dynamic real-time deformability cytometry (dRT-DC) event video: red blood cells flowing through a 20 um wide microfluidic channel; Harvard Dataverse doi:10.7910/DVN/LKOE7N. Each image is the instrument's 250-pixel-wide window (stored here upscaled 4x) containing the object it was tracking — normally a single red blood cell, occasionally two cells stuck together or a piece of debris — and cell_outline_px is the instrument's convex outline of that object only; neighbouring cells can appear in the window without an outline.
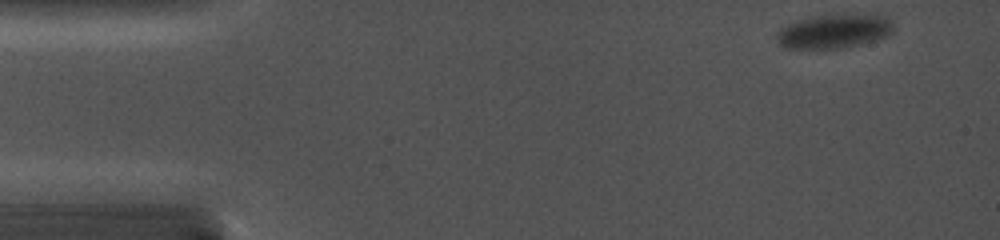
{"species": "common noctule bat (a hibernating species)", "species_latin": "Nyctalus noctula", "temperature_condition": "cold", "stored_images_in_passage": 30, "camera_frame_rate_fps": 5000, "um_per_image_px": 0.085, "animal": {"sex": "female", "body_mass_g": 19.0, "forearm_length_mm": 56.7}, "frame": {"image": 1, "passage_image": 1, "time_ms": 0.0, "image_size_px": [1000, 240], "cell_outline_px": [[892, 32], [884, 36], [860, 44], [840, 48], [788, 48], [780, 44], [776, 36], [776, 32], [788, 24], [812, 16], [888, 16], [892, 24]], "centroid_in_image_um": [70.85, 2.68], "position_along_channel_um": 14.2, "area_um2": 22.14}}
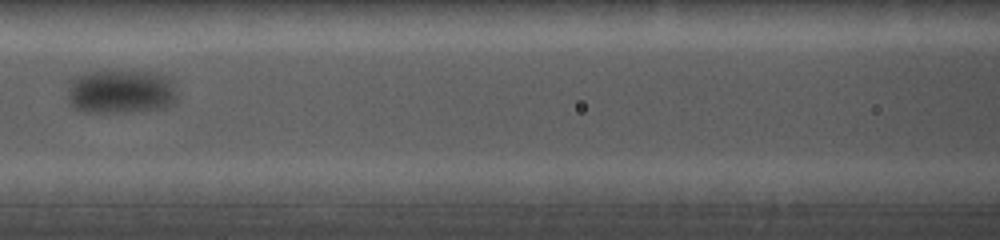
{"frame": {"image": 2, "passage_image": 13, "time_ms": 7.0, "image_size_px": [1000, 240], "cell_outline_px": [[176, 100], [164, 108], [124, 112], [88, 112], [72, 108], [68, 104], [68, 84], [76, 76], [88, 72], [156, 72], [172, 80], [176, 92]], "centroid_in_image_um": [10.24, 7.8], "position_along_channel_um": 156.4, "area_um2": 28.03}}
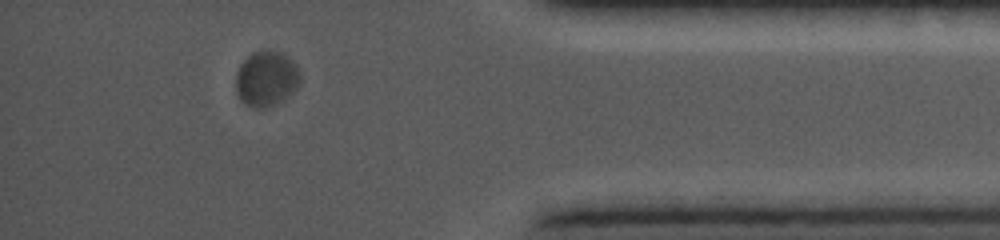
{"frame": {"image": 3, "passage_image": 26, "time_ms": 14.6, "image_size_px": [1000, 240], "cell_outline_px": [[300, 80], [296, 88], [292, 92], [276, 104], [264, 108], [252, 108], [244, 104], [240, 100], [236, 92], [236, 72], [240, 64], [252, 52], [280, 52], [292, 60], [296, 64], [300, 72]], "centroid_in_image_um": [22.62, 6.72], "position_along_channel_um": 412.6, "area_um2": 20.63}}